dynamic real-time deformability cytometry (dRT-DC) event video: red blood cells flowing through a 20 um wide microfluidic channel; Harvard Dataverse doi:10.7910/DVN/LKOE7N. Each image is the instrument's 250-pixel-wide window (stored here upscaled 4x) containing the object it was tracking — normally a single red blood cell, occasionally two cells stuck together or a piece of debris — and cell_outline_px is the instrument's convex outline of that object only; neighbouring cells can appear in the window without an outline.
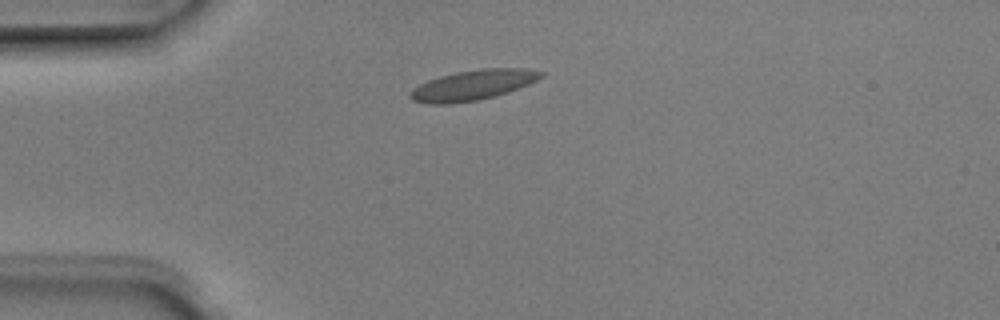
{"species": "Egyptian fruit bat (a non-hibernating species)", "species_latin": "Rousettus aegyptiacus", "temperature_condition": "room temperature", "stored_images_in_passage": 2, "camera_frame_rate_fps": 3000, "um_per_image_px": 0.085, "animal": {"sex": "male"}, "frame": {"image": 1, "passage_image": 1, "time_ms": 0.0, "image_size_px": [1000, 320], "cell_outline_px": [[544, 76], [528, 84], [508, 92], [496, 96], [476, 100], [448, 104], [432, 104], [412, 100], [408, 96], [408, 92], [412, 88], [428, 80], [440, 76], [456, 72], [484, 68], [524, 68], [544, 72]], "centroid_in_image_um": [40.17, 7.23], "position_along_channel_um": 44.8, "area_um2": 22.95}}
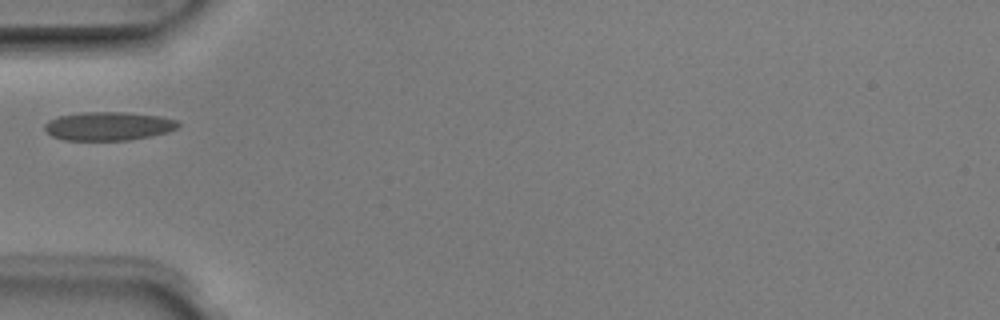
{"frame": {"image": 2, "passage_image": 2, "time_ms": 0.333, "image_size_px": [1000, 320], "cell_outline_px": [[180, 124], [176, 128], [168, 132], [152, 136], [128, 140], [64, 140], [52, 136], [44, 128], [44, 124], [48, 120], [60, 116], [84, 112], [124, 112], [160, 116], [176, 120]], "centroid_in_image_um": [9.22, 10.72], "position_along_channel_um": 75.8, "area_um2": 22.2}}